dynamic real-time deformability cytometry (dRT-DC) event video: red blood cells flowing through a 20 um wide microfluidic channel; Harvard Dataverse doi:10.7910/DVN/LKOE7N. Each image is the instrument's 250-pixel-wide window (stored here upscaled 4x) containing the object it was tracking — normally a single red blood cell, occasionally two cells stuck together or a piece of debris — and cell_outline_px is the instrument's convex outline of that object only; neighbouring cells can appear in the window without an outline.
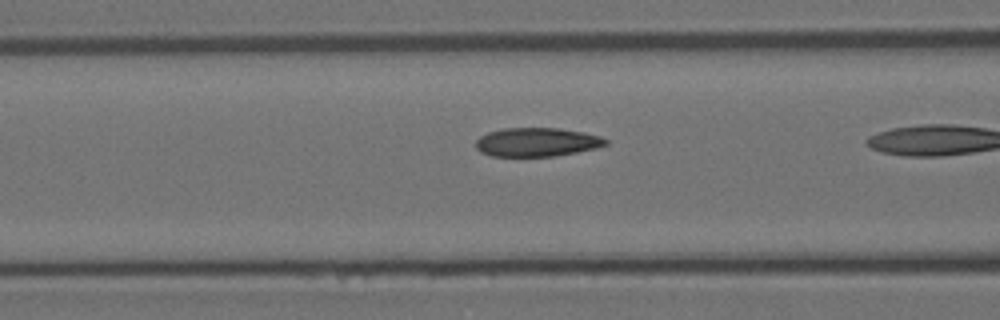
{"species": "Egyptian fruit bat (a non-hibernating species)", "species_latin": "Rousettus aegyptiacus", "temperature_condition": "room temperature", "stored_images_in_passage": 11, "camera_frame_rate_fps": 3000, "um_per_image_px": 0.085, "animal": {"sex": "female"}, "frame": {"image": 1, "passage_image": 10, "time_ms": 3.0, "image_size_px": [1000, 320], "cell_outline_px": [[608, 144], [596, 148], [556, 156], [492, 156], [480, 152], [476, 148], [476, 140], [480, 136], [488, 132], [504, 128], [556, 128], [584, 132], [600, 136], [608, 140]], "centroid_in_image_um": [45.63, 12.08], "position_along_channel_um": 121.0, "area_um2": 21.79}}